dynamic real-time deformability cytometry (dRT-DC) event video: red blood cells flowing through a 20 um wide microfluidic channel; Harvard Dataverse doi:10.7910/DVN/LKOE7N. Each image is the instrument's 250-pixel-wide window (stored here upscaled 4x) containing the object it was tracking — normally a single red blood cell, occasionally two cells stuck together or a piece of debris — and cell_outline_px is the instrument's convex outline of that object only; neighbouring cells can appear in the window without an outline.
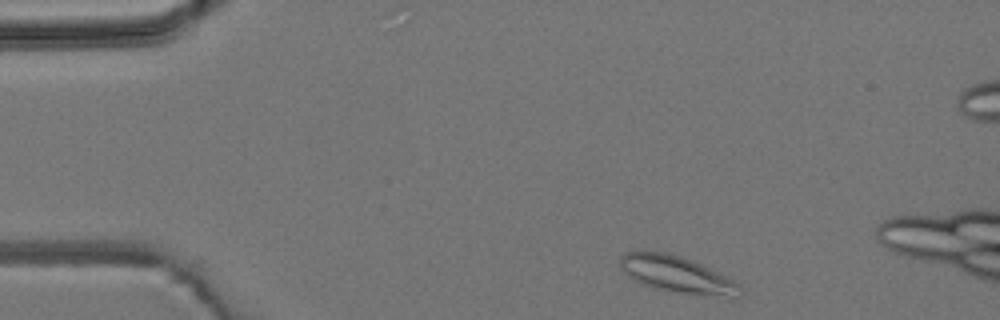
{"species": "common noctule bat (a hibernating species)", "species_latin": "Nyctalus noctula", "temperature_condition": "room temperature", "stored_images_in_passage": 3, "camera_frame_rate_fps": 3000, "um_per_image_px": 0.085, "animal": {"sex": "male", "body_mass_g": 19.2, "forearm_length_mm": 51.8}, "frame": {"image": 1, "passage_image": 1, "time_ms": 0.0, "image_size_px": [1000, 320], "cell_outline_px": [[744, 288], [740, 296], [732, 296], [668, 292], [652, 288], [640, 284], [628, 276], [620, 268], [620, 256], [624, 252], [664, 252], [680, 256], [692, 260], [740, 284]], "centroid_in_image_um": [57.49, 23.34], "position_along_channel_um": 27.5, "area_um2": 25.32}}